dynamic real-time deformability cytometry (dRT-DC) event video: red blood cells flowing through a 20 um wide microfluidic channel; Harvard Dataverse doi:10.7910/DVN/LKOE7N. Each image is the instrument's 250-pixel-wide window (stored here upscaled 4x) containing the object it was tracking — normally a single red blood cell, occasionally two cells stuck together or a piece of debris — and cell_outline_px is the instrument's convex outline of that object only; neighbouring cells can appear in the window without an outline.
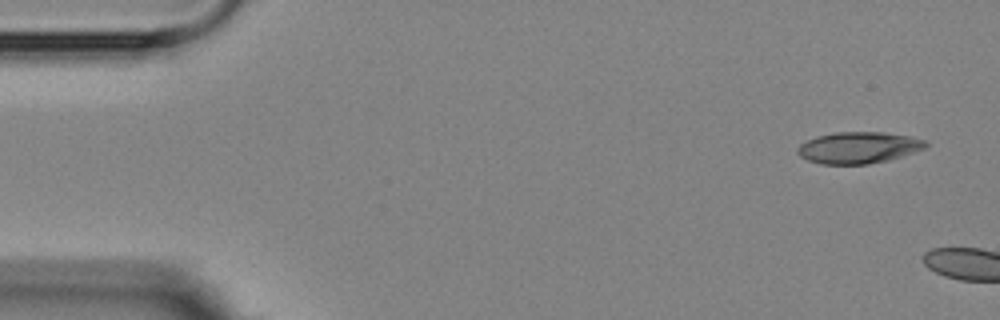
{"species": "Egyptian fruit bat (a non-hibernating species)", "species_latin": "Rousettus aegyptiacus", "temperature_condition": "room temperature", "stored_images_in_passage": 2, "camera_frame_rate_fps": 3000, "um_per_image_px": 0.085, "animal": {"sex": "female"}, "frame": {"image": 1, "passage_image": 1, "time_ms": 0.0, "image_size_px": [1000, 320], "cell_outline_px": [[928, 144], [924, 148], [888, 160], [868, 164], [820, 164], [808, 160], [800, 156], [796, 152], [796, 148], [800, 144], [816, 136], [836, 132], [884, 132], [912, 136], [924, 140]], "centroid_in_image_um": [72.94, 12.54], "position_along_channel_um": 12.1, "area_um2": 23.47}}